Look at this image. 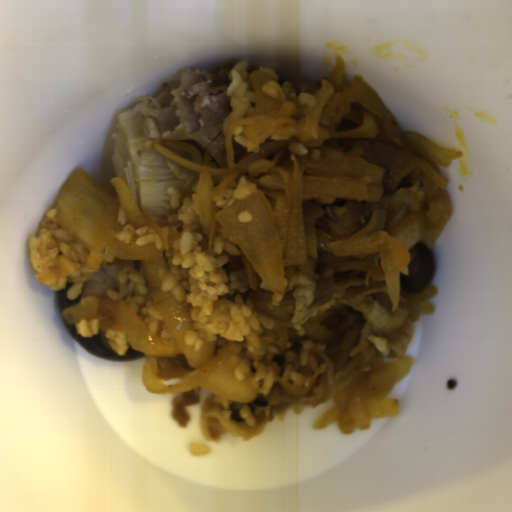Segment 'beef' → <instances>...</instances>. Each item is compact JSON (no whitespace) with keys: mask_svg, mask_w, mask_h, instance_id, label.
Instances as JSON below:
<instances>
[{"mask_svg":"<svg viewBox=\"0 0 512 512\" xmlns=\"http://www.w3.org/2000/svg\"><path fill=\"white\" fill-rule=\"evenodd\" d=\"M232 66L186 69L167 81L147 110L144 132L161 140L197 142L223 169L227 167L224 119L232 112L227 89Z\"/></svg>","mask_w":512,"mask_h":512,"instance_id":"1","label":"beef"}]
</instances>
